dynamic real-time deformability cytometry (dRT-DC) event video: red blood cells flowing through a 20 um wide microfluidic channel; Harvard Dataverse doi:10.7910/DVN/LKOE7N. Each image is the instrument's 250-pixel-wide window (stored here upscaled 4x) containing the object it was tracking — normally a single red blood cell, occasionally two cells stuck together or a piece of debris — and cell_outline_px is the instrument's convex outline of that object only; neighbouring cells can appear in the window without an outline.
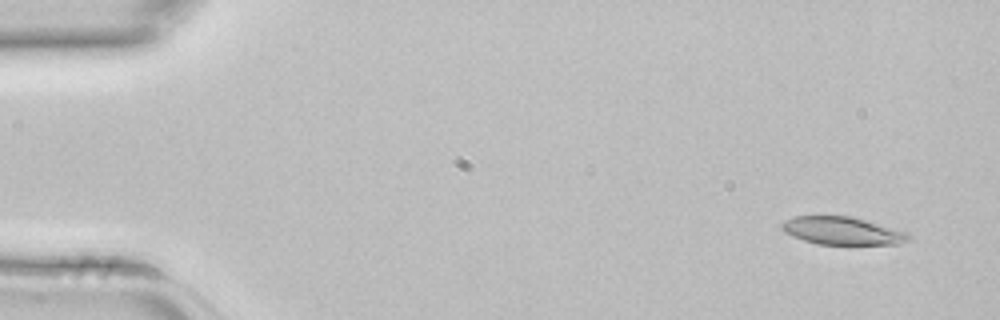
{"species": "common noctule bat (a hibernating species)", "species_latin": "Nyctalus noctula", "temperature_condition": "room temperature", "stored_images_in_passage": 4, "camera_frame_rate_fps": 3000, "um_per_image_px": 0.085, "animal": {"sex": "female", "body_mass_g": 22.7, "forearm_length_mm": 54.2}, "frame": {"image": 1, "passage_image": 1, "time_ms": 0.0, "image_size_px": [1000, 320], "cell_outline_px": [[912, 240], [900, 244], [816, 244], [792, 236], [784, 232], [780, 228], [780, 224], [784, 220], [792, 216], [852, 216], [908, 232]], "centroid_in_image_um": [71.59, 19.61], "position_along_channel_um": 13.4, "area_um2": 20.75}}